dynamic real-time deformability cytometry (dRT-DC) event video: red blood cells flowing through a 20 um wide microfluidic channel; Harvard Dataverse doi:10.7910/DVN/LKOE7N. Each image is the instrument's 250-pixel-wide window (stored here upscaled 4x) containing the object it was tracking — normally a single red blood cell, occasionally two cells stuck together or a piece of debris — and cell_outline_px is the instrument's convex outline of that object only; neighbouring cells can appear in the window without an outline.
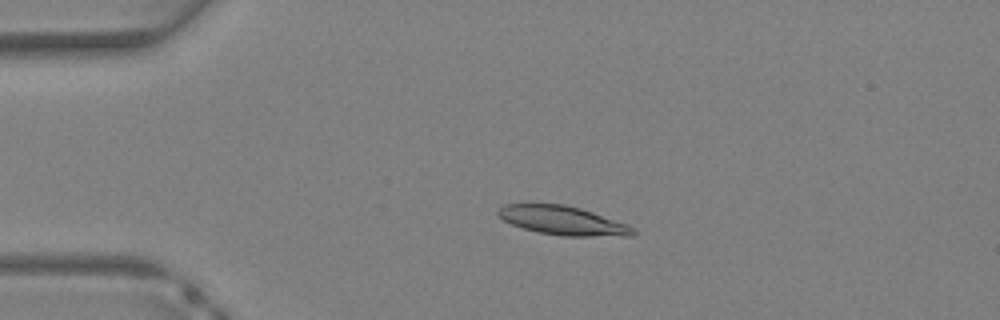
{"species": "Egyptian fruit bat (a non-hibernating species)", "species_latin": "Rousettus aegyptiacus", "temperature_condition": "warm", "stored_images_in_passage": 38, "camera_frame_rate_fps": 3000, "um_per_image_px": 0.085, "animal": {"sex": "female"}, "frame": {"image": 1, "passage_image": 9, "time_ms": 2.667, "image_size_px": [1000, 320], "cell_outline_px": [[636, 232], [632, 236], [560, 236], [540, 232], [524, 228], [512, 224], [504, 220], [496, 212], [504, 204], [564, 204], [580, 208], [628, 224], [636, 228]], "centroid_in_image_um": [47.89, 18.75], "position_along_channel_um": 37.1, "area_um2": 22.6}}
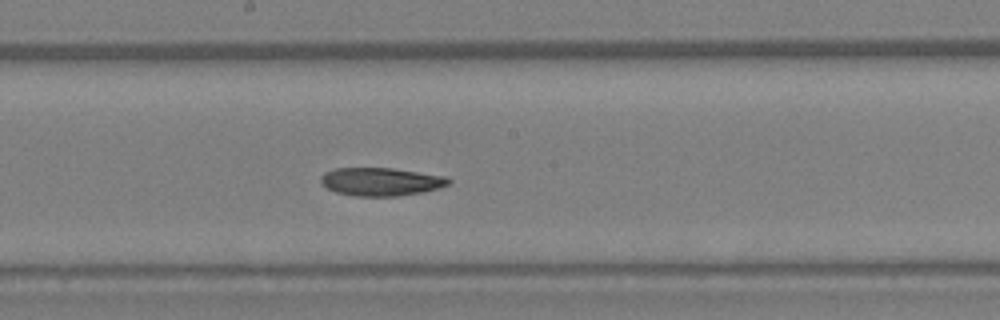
{"frame": {"image": 2, "passage_image": 21, "time_ms": 6.667, "image_size_px": [1000, 320], "cell_outline_px": [[452, 180], [448, 184], [440, 188], [424, 192], [396, 196], [356, 196], [336, 192], [320, 184], [320, 176], [324, 172], [336, 168], [392, 168], [448, 176]], "centroid_in_image_um": [32.39, 15.44], "position_along_channel_um": 215.8, "area_um2": 21.15}}
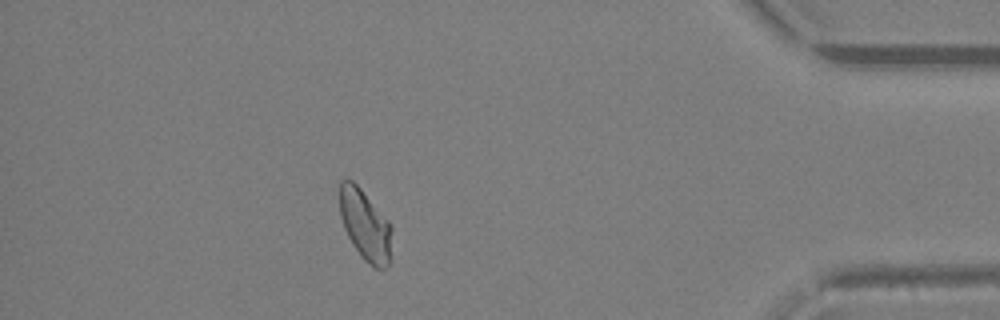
{"frame": {"image": 3, "passage_image": 34, "time_ms": 11.0, "image_size_px": [1000, 320], "cell_outline_px": [[392, 228], [388, 264], [384, 268], [376, 268], [364, 260], [360, 256], [352, 244], [344, 228], [340, 216], [340, 180], [352, 180], [360, 188], [392, 224]], "centroid_in_image_um": [31.03, 19.12], "position_along_channel_um": 404.2, "area_um2": 21.27}}